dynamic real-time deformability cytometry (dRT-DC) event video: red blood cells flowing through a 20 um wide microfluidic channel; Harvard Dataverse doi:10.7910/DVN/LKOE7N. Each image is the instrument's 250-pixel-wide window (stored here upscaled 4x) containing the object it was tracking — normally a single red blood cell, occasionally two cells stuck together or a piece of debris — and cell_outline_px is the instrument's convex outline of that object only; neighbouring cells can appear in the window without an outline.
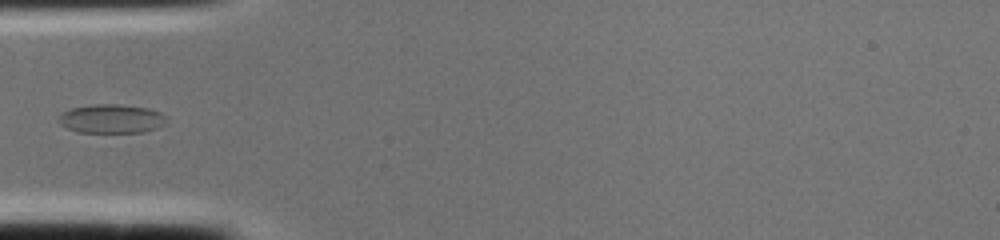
{"species": "common noctule bat (a hibernating species)", "species_latin": "Nyctalus noctula", "temperature_condition": "cold", "stored_images_in_passage": 1, "camera_frame_rate_fps": 3000, "um_per_image_px": 0.085, "animal": {"sex": "female", "body_mass_g": 22.0, "forearm_length_mm": 56.7}, "frame": {"image": 1, "passage_image": 1, "time_ms": 0.0, "image_size_px": [1000, 240], "cell_outline_px": [[168, 116], [164, 124], [156, 128], [144, 132], [80, 132], [68, 128], [56, 120], [60, 112], [68, 108], [92, 104], [120, 104], [148, 108], [160, 112]], "centroid_in_image_um": [9.45, 10.07], "position_along_channel_um": 75.6, "area_um2": 18.38}}